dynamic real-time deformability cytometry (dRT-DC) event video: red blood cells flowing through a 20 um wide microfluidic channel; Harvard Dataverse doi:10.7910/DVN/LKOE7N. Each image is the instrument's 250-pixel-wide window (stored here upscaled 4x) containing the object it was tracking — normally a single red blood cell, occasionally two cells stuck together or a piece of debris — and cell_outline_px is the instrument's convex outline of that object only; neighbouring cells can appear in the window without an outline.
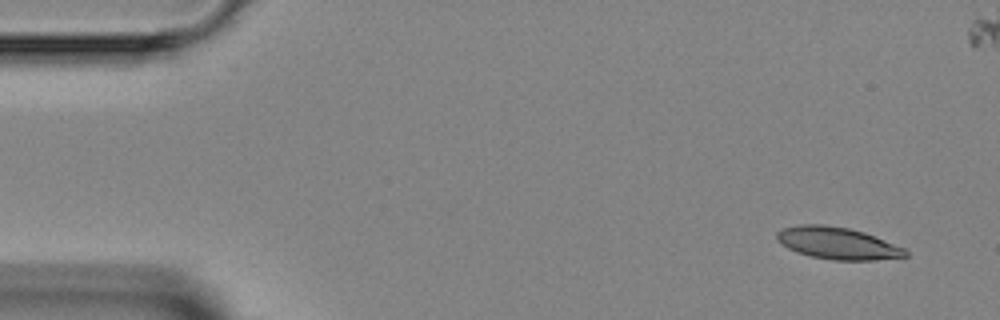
{"species": "Egyptian fruit bat (a non-hibernating species)", "species_latin": "Rousettus aegyptiacus", "temperature_condition": "room temperature", "stored_images_in_passage": 5, "camera_frame_rate_fps": 3000, "um_per_image_px": 0.085, "animal": {"sex": "female"}, "frame": {"image": 1, "passage_image": 1, "time_ms": 0.0, "image_size_px": [1000, 320], "cell_outline_px": [[908, 256], [876, 260], [836, 260], [812, 256], [796, 252], [780, 244], [776, 240], [776, 232], [784, 228], [800, 224], [824, 224], [848, 228], [864, 232], [904, 248], [908, 252]], "centroid_in_image_um": [71.16, 20.67], "position_along_channel_um": 13.8, "area_um2": 23.93}}